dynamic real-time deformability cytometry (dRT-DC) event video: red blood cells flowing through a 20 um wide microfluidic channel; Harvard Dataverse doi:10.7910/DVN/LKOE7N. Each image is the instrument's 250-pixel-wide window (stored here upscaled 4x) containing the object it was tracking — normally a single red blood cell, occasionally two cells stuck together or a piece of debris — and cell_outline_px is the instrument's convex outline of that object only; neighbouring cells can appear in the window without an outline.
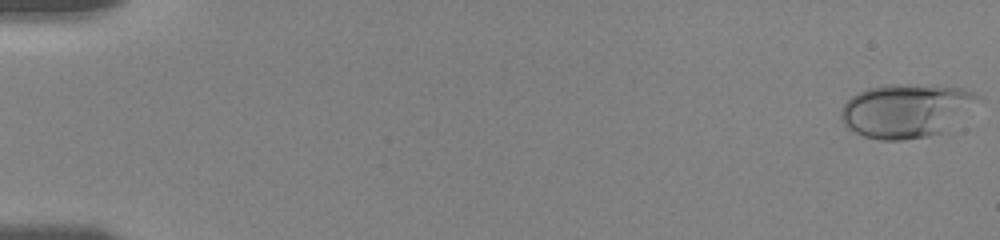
{"species": "human", "species_latin": "Homo sapiens", "temperature_condition": "room temperature", "stored_images_in_passage": 13, "camera_frame_rate_fps": 3000, "um_per_image_px": 0.085, "donor": {"sex": "female"}, "frame": {"image": 1, "passage_image": 1, "time_ms": 0.0, "image_size_px": [1000, 240], "cell_outline_px": [[984, 96], [940, 132], [924, 136], [900, 140], [880, 140], [864, 136], [848, 128], [844, 124], [840, 116], [840, 112], [844, 104], [852, 96], [868, 88], [884, 84], [908, 84], [964, 88]], "centroid_in_image_um": [76.96, 9.37], "position_along_channel_um": 8.0, "area_um2": 42.08}}
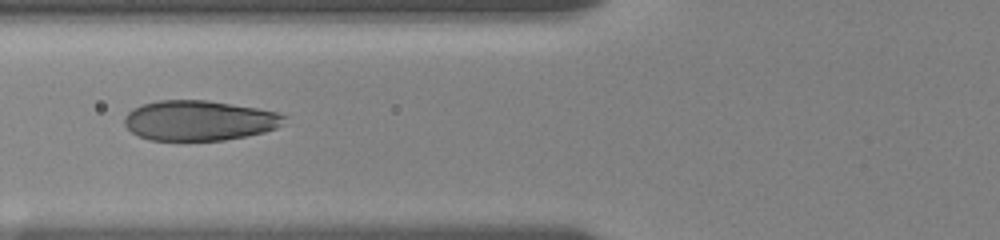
{"frame": {"image": 2, "passage_image": 10, "time_ms": 3.0, "image_size_px": [1000, 240], "cell_outline_px": [[288, 116], [276, 128], [264, 132], [224, 140], [148, 140], [132, 132], [124, 124], [124, 116], [132, 108], [144, 104], [160, 100], [208, 100], [256, 108], [276, 112]], "centroid_in_image_um": [16.9, 10.24], "position_along_channel_um": 108.9, "area_um2": 37.17}}
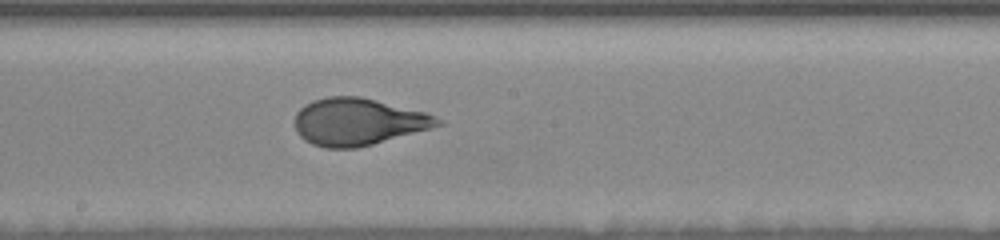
{"frame": {"image": 3, "passage_image": 13, "time_ms": 4.0, "image_size_px": [1000, 240], "cell_outline_px": [[444, 124], [432, 128], [372, 144], [356, 148], [324, 148], [312, 144], [304, 140], [296, 132], [296, 112], [304, 104], [312, 100], [328, 96], [360, 96], [424, 112], [440, 120]], "centroid_in_image_um": [30.39, 10.35], "position_along_channel_um": 217.8, "area_um2": 39.02}}